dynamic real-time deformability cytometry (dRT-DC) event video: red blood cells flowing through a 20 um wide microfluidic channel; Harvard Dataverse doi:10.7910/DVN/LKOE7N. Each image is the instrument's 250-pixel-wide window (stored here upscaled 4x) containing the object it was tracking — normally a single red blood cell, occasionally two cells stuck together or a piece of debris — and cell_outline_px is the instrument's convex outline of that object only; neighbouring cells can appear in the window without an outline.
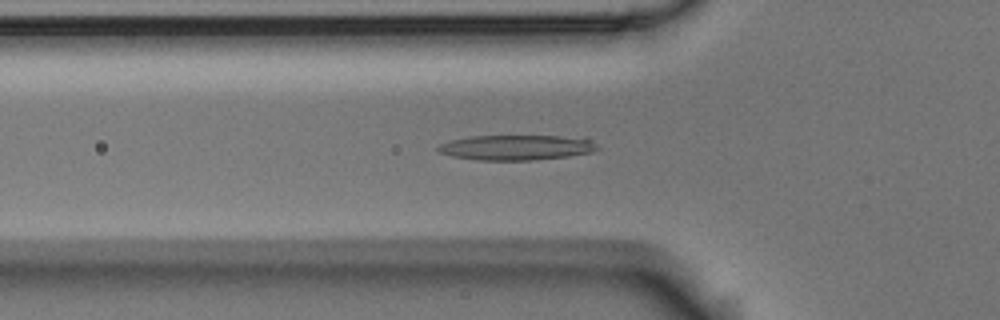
{"species": "Egyptian fruit bat (a non-hibernating species)", "species_latin": "Rousettus aegyptiacus", "temperature_condition": "room temperature", "stored_images_in_passage": 54, "camera_frame_rate_fps": 3000, "um_per_image_px": 0.085, "animal": {"sex": "male"}, "frame": {"image": 1, "passage_image": 17, "time_ms": 5.333, "image_size_px": [1000, 320], "cell_outline_px": [[600, 148], [592, 152], [568, 156], [532, 160], [476, 160], [452, 156], [440, 152], [436, 148], [440, 144], [452, 140], [472, 136], [588, 136]], "centroid_in_image_um": [43.99, 12.52], "position_along_channel_um": 81.8, "area_um2": 23.52}}
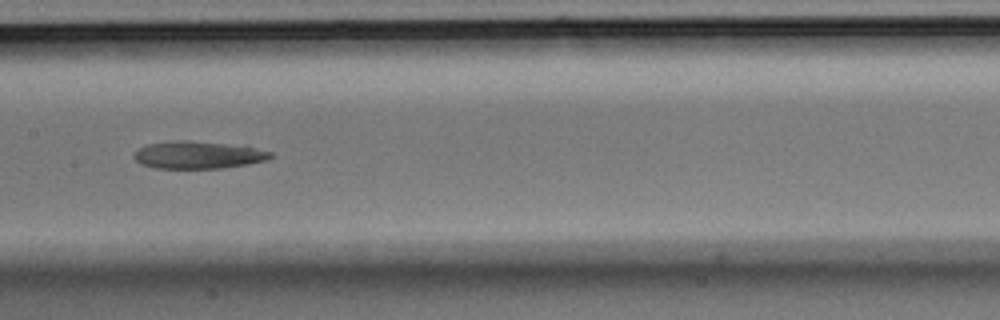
{"frame": {"image": 2, "passage_image": 26, "time_ms": 8.333, "image_size_px": [1000, 320], "cell_outline_px": [[272, 156], [268, 160], [248, 164], [220, 168], [156, 168], [144, 164], [136, 160], [132, 156], [140, 148], [148, 144], [180, 140], [188, 140], [224, 144], [252, 148], [272, 152]], "centroid_in_image_um": [16.83, 13.18], "position_along_channel_um": 190.6, "area_um2": 21.27}}
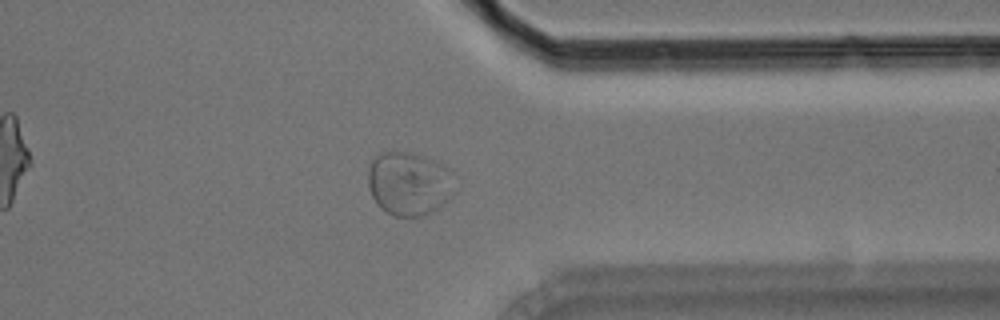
{"frame": {"image": 3, "passage_image": 42, "time_ms": 13.667, "image_size_px": [1000, 320], "cell_outline_px": [[456, 192], [444, 204], [424, 216], [392, 216], [380, 208], [372, 196], [368, 188], [368, 168], [372, 160], [380, 152], [392, 148], [412, 152], [436, 160], [448, 168], [452, 172]], "centroid_in_image_um": [34.77, 15.56], "position_along_channel_um": 376.6, "area_um2": 33.18}}